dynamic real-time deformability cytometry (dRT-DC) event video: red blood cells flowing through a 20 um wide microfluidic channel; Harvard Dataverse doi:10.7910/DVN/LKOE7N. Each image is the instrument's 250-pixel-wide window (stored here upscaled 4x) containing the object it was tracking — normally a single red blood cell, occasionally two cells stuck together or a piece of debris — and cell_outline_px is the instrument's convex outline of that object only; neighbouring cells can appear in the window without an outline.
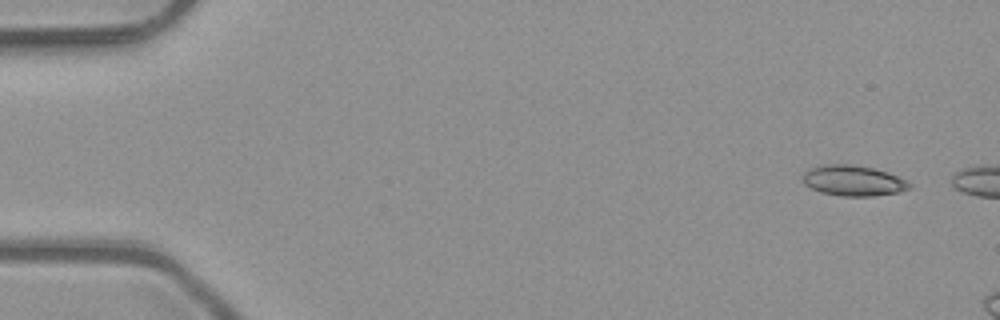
{"species": "common noctule bat (a hibernating species)", "species_latin": "Nyctalus noctula", "temperature_condition": "room temperature", "stored_images_in_passage": 2, "camera_frame_rate_fps": 3000, "um_per_image_px": 0.085, "animal": {"sex": "male", "body_mass_g": 23.1, "forearm_length_mm": 52.7}, "frame": {"image": 1, "passage_image": 1, "time_ms": 0.0, "image_size_px": [1000, 320], "cell_outline_px": [[912, 188], [896, 192], [872, 196], [840, 196], [820, 192], [804, 184], [800, 180], [804, 172], [808, 168], [824, 164], [852, 164], [872, 168], [888, 172], [912, 184]], "centroid_in_image_um": [72.46, 15.35], "position_along_channel_um": 12.5, "area_um2": 19.07}}